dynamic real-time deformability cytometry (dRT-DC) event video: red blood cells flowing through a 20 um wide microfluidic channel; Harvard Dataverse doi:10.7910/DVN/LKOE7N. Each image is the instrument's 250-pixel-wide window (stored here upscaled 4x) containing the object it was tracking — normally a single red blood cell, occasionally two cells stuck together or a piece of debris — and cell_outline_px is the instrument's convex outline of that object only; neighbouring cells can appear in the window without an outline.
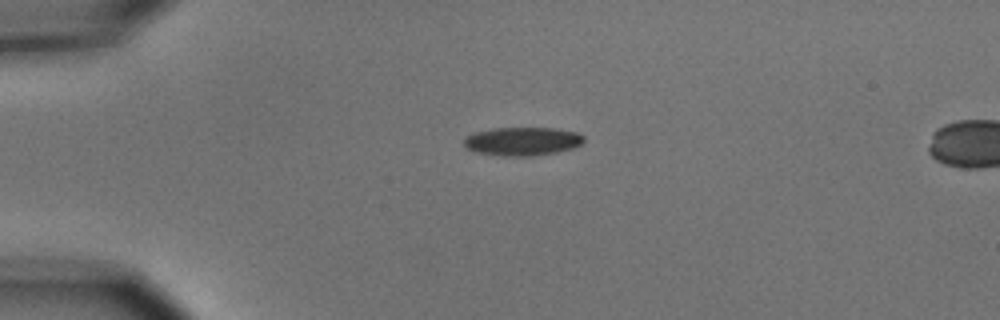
{"species": "common noctule bat (a hibernating species)", "species_latin": "Nyctalus noctula", "temperature_condition": "cold", "stored_images_in_passage": 11, "camera_frame_rate_fps": 3000, "um_per_image_px": 0.085, "animal": {"sex": "male", "body_mass_g": 15.6}, "frame": {"image": 1, "passage_image": 1, "time_ms": 0.0, "image_size_px": [1000, 320], "cell_outline_px": [[584, 140], [580, 144], [572, 148], [556, 152], [532, 156], [500, 156], [480, 152], [468, 148], [464, 144], [464, 140], [468, 136], [476, 132], [496, 128], [556, 128], [576, 132], [584, 136]], "centroid_in_image_um": [44.44, 12.01], "position_along_channel_um": 40.6, "area_um2": 19.59}}
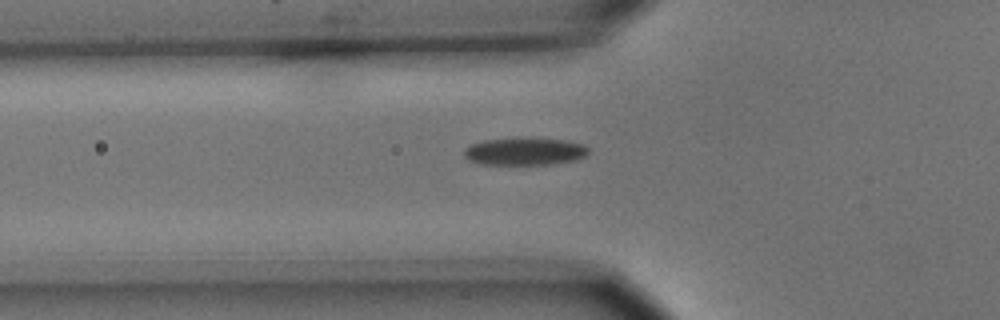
{"frame": {"image": 2, "passage_image": 7, "time_ms": 2.0, "image_size_px": [1000, 320], "cell_outline_px": [[588, 152], [584, 156], [572, 160], [552, 164], [480, 164], [468, 160], [464, 156], [464, 148], [472, 144], [484, 140], [564, 140], [584, 144], [588, 148]], "centroid_in_image_um": [44.56, 12.9], "position_along_channel_um": 81.2, "area_um2": 19.07}}
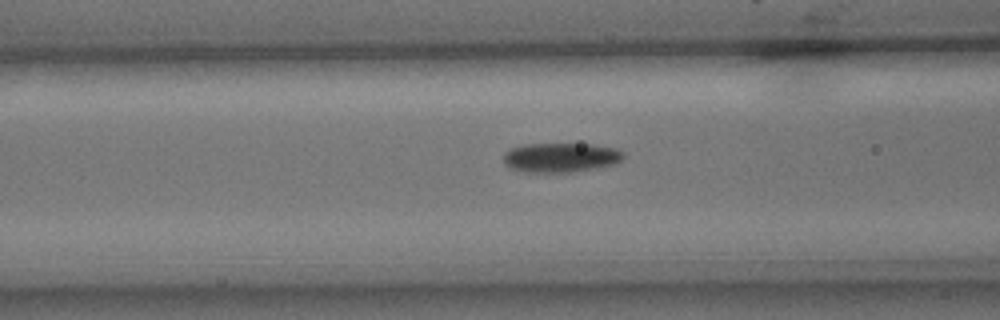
{"frame": {"image": 3, "passage_image": 10, "time_ms": 3.0, "image_size_px": [1000, 320], "cell_outline_px": [[624, 156], [616, 164], [596, 168], [572, 172], [528, 172], [508, 168], [504, 164], [504, 152], [512, 148], [524, 144], [592, 144], [616, 148], [624, 152]], "centroid_in_image_um": [47.66, 13.39], "position_along_channel_um": 118.9, "area_um2": 20.69}}